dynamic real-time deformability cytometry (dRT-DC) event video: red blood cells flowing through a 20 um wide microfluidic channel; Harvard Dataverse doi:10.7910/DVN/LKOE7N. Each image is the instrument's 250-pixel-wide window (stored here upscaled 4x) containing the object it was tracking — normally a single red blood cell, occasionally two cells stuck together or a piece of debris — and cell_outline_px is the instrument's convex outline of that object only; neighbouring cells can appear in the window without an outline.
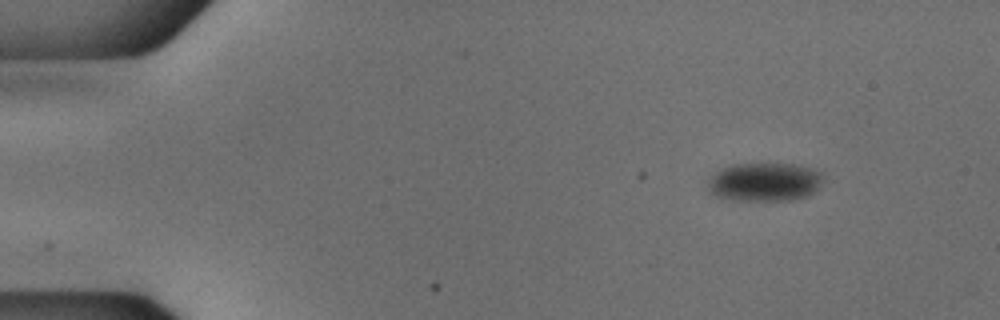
{"species": "common noctule bat (a hibernating species)", "species_latin": "Nyctalus noctula", "temperature_condition": "cold", "stored_images_in_passage": 48, "camera_frame_rate_fps": 3000, "um_per_image_px": 0.085, "animal": {"sex": "male", "body_mass_g": 18.8}, "frame": {"image": 1, "passage_image": 1, "time_ms": 0.0, "image_size_px": [1000, 320], "cell_outline_px": [[824, 180], [808, 196], [792, 200], [736, 200], [716, 196], [708, 188], [708, 180], [720, 168], [732, 164], [792, 164], [816, 168], [824, 172]], "centroid_in_image_um": [65.04, 15.45], "position_along_channel_um": 20.0, "area_um2": 26.07}}
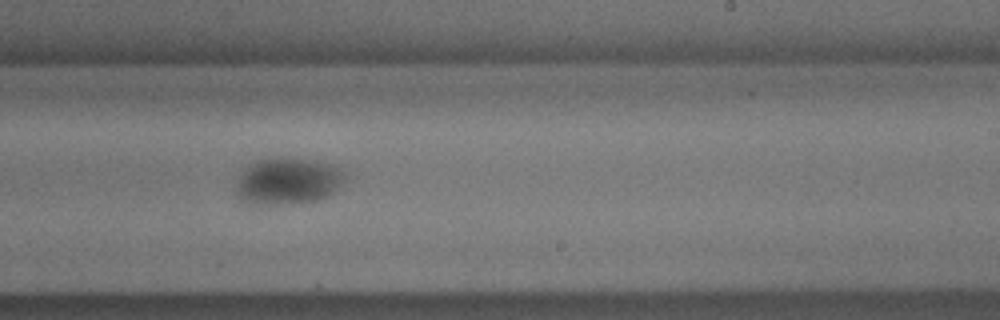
{"frame": {"image": 2, "passage_image": 28, "time_ms": 9.0, "image_size_px": [1000, 320], "cell_outline_px": [[348, 176], [332, 192], [316, 200], [276, 204], [248, 204], [240, 200], [236, 196], [236, 180], [240, 168], [256, 160], [280, 156], [312, 160], [328, 164], [340, 168]], "centroid_in_image_um": [24.35, 15.36], "position_along_channel_um": 264.6, "area_um2": 30.0}}
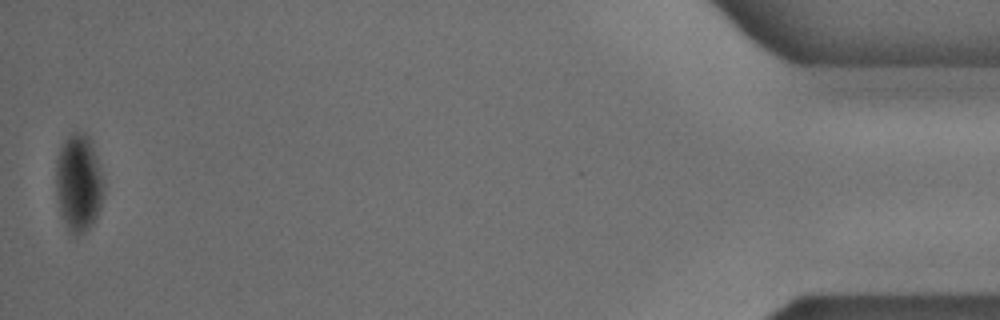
{"frame": {"image": 3, "passage_image": 48, "time_ms": 15.667, "image_size_px": [1000, 320], "cell_outline_px": [[104, 196], [100, 208], [92, 224], [84, 232], [76, 236], [72, 236], [68, 232], [60, 216], [56, 192], [56, 160], [60, 148], [64, 140], [72, 132], [84, 132], [92, 140], [104, 176]], "centroid_in_image_um": [6.7, 15.55], "position_along_channel_um": 428.5, "area_um2": 27.98}, "authors_computed_cell_mechanics": {"area_um2": 28.6399, "velocity_mm_per_s": 3.7541, "shape_relaxation_time_tau1_ms": null, "shape_relaxation_time_tau2_ms": 5.3152, "deformation_change_tau1": null, "deformation_change_tau2": 0.0377}}